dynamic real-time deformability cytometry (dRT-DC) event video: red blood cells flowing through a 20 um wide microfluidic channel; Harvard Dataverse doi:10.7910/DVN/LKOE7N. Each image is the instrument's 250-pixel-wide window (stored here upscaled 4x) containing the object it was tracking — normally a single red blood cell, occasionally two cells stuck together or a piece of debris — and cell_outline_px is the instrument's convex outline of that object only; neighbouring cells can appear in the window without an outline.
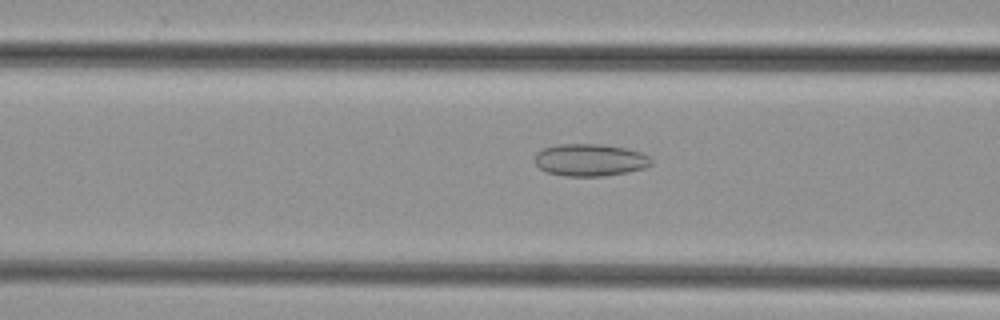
{"species": "common noctule bat (a hibernating species)", "species_latin": "Nyctalus noctula", "temperature_condition": "cold", "stored_images_in_passage": 43, "camera_frame_rate_fps": 3000, "um_per_image_px": 0.085, "animal": {"sex": "female", "body_mass_g": 29.2, "forearm_length_mm": 56.3}, "frame": {"image": 1, "passage_image": 13, "time_ms": 4.0, "image_size_px": [1000, 320], "cell_outline_px": [[652, 164], [644, 168], [628, 172], [604, 176], [564, 176], [548, 172], [540, 168], [532, 160], [536, 152], [544, 148], [556, 144], [600, 144], [628, 148], [640, 152], [648, 156], [652, 160]], "centroid_in_image_um": [50.13, 13.59], "position_along_channel_um": 116.5, "area_um2": 22.08}}
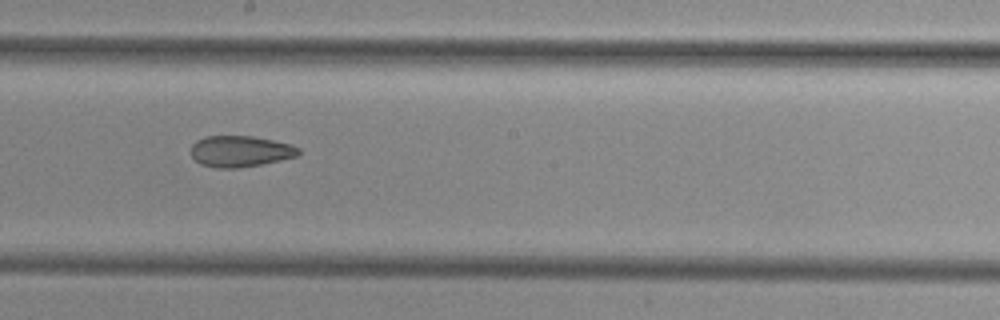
{"frame": {"image": 2, "passage_image": 21, "time_ms": 6.667, "image_size_px": [1000, 320], "cell_outline_px": [[300, 152], [296, 156], [264, 164], [240, 168], [216, 168], [200, 164], [192, 156], [192, 144], [196, 140], [208, 136], [252, 136], [292, 144], [300, 148]], "centroid_in_image_um": [20.44, 12.87], "position_along_channel_um": 227.8, "area_um2": 19.59}}
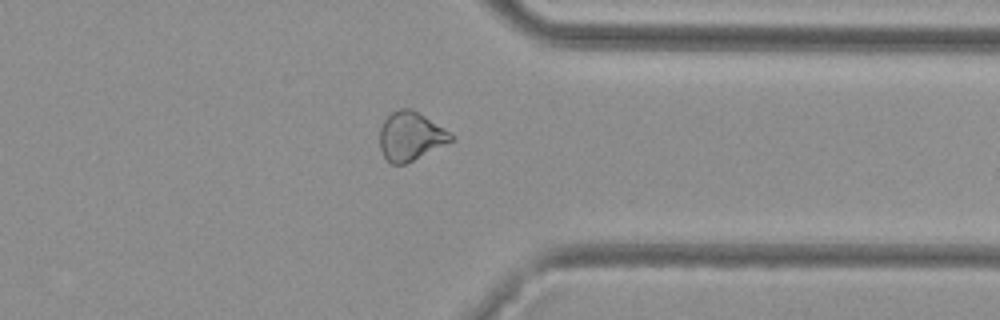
{"frame": {"image": 3, "passage_image": 32, "time_ms": 10.333, "image_size_px": [1000, 320], "cell_outline_px": [[452, 140], [404, 164], [392, 164], [384, 156], [380, 148], [380, 128], [384, 120], [392, 112], [400, 108], [412, 108], [444, 128], [452, 136]], "centroid_in_image_um": [34.85, 11.55], "position_along_channel_um": 376.5, "area_um2": 19.65}}